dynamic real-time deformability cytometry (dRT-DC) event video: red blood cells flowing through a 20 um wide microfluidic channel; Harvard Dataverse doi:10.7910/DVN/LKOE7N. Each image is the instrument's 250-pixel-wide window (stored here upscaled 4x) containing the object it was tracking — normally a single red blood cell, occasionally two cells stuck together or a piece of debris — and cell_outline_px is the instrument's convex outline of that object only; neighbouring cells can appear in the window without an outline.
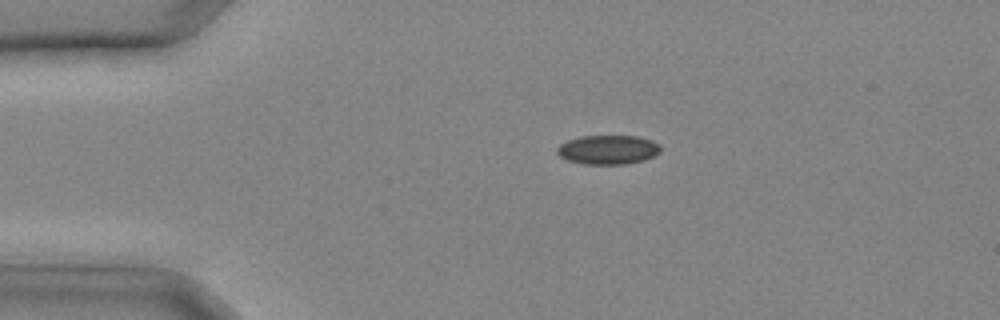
{"species": "common noctule bat (a hibernating species)", "species_latin": "Nyctalus noctula", "temperature_condition": "cold", "stored_images_in_passage": 31, "camera_frame_rate_fps": 3000, "um_per_image_px": 0.085, "animal": {"sex": "male", "body_mass_g": 20.4}, "frame": {"image": 1, "passage_image": 6, "time_ms": 1.667, "image_size_px": [1000, 320], "cell_outline_px": [[660, 152], [644, 160], [628, 164], [584, 164], [568, 160], [560, 156], [556, 152], [556, 148], [560, 144], [568, 140], [580, 136], [636, 136], [652, 140], [660, 144]], "centroid_in_image_um": [51.68, 12.72], "position_along_channel_um": 33.3, "area_um2": 17.63}}
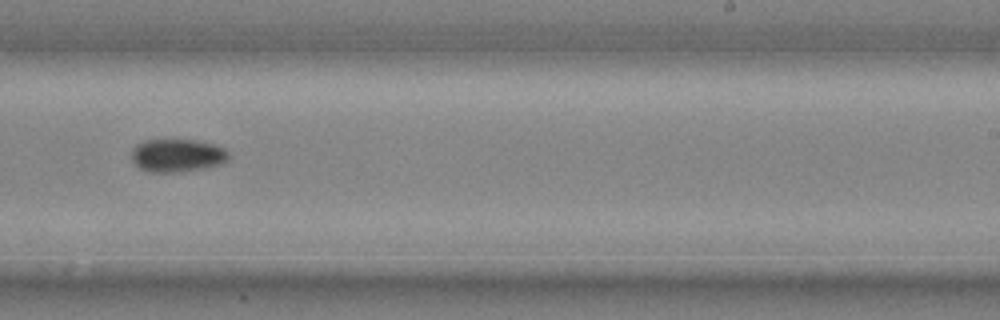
{"frame": {"image": 2, "passage_image": 20, "time_ms": 6.333, "image_size_px": [1000, 320], "cell_outline_px": [[228, 160], [220, 164], [204, 168], [180, 172], [148, 172], [140, 168], [132, 160], [132, 148], [136, 144], [144, 140], [196, 140], [212, 144], [224, 148], [228, 152]], "centroid_in_image_um": [15.05, 13.21], "position_along_channel_um": 274.0, "area_um2": 18.67}}
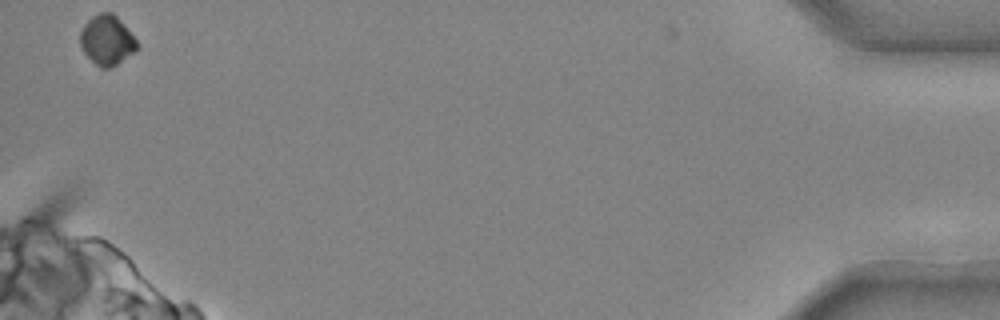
{"frame": {"image": 3, "passage_image": 31, "time_ms": 10.0, "image_size_px": [1000, 320], "cell_outline_px": [[136, 48], [132, 52], [116, 64], [108, 68], [100, 68], [84, 52], [80, 44], [80, 32], [84, 24], [92, 16], [100, 12], [112, 12], [116, 16], [136, 40]], "centroid_in_image_um": [9.04, 3.39], "position_along_channel_um": 426.2, "area_um2": 15.95}}